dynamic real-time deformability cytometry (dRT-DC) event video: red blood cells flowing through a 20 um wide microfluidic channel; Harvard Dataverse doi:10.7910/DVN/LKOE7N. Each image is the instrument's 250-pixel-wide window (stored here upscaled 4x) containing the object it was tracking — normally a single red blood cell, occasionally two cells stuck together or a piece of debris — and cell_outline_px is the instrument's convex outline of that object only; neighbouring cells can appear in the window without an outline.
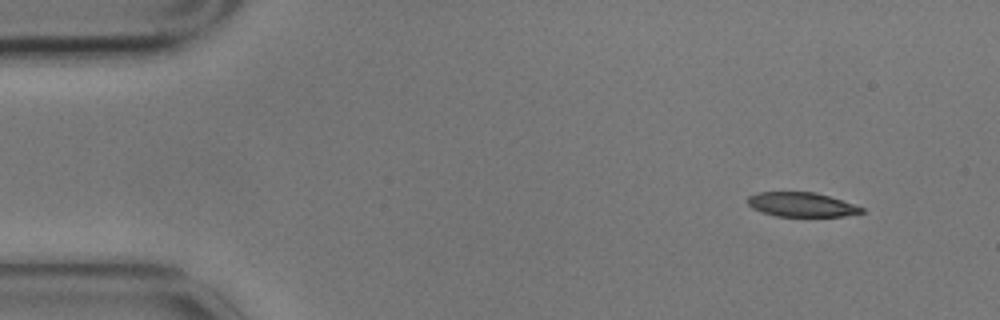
{"species": "common noctule bat (a hibernating species)", "species_latin": "Nyctalus noctula", "temperature_condition": "cold", "stored_images_in_passage": 4, "camera_frame_rate_fps": 3000, "um_per_image_px": 0.085, "animal": {"sex": "male", "body_mass_g": 17.9}, "frame": {"image": 1, "passage_image": 1, "time_ms": 0.0, "image_size_px": [1000, 320], "cell_outline_px": [[864, 212], [844, 216], [776, 216], [752, 208], [748, 204], [748, 196], [760, 192], [816, 192], [864, 208]], "centroid_in_image_um": [68.11, 17.39], "position_along_channel_um": 16.9, "area_um2": 15.9}}
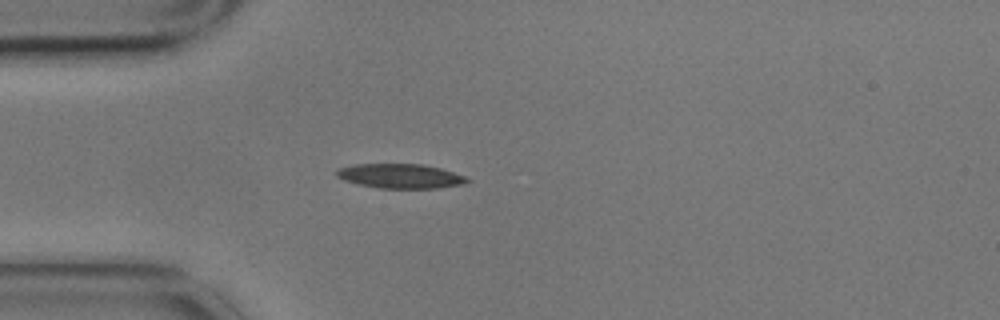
{"frame": {"image": 2, "passage_image": 4, "time_ms": 1.0, "image_size_px": [1000, 320], "cell_outline_px": [[472, 180], [464, 184], [436, 188], [380, 188], [360, 184], [344, 180], [336, 176], [336, 172], [340, 168], [356, 164], [420, 164], [440, 168], [464, 176]], "centroid_in_image_um": [34.05, 14.96], "position_along_channel_um": 51.0, "area_um2": 18.38}}